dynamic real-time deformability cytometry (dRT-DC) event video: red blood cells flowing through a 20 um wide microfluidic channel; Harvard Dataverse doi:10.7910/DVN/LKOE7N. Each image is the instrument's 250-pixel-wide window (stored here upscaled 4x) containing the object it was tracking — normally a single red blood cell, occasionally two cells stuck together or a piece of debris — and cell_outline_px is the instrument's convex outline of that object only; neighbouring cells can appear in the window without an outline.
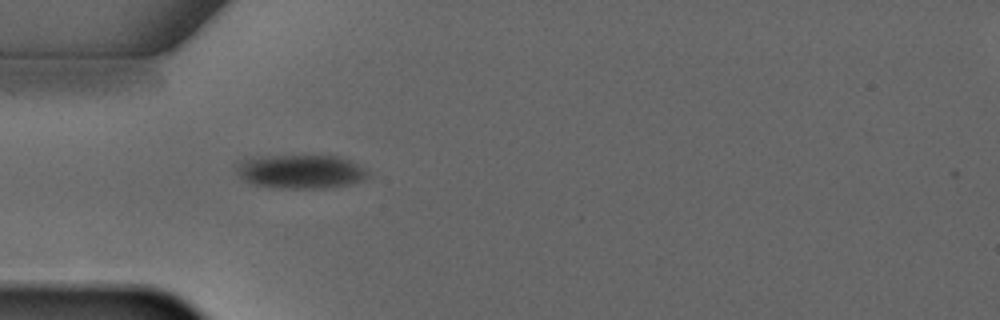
{"species": "common noctule bat (a hibernating species)", "species_latin": "Nyctalus noctula", "temperature_condition": "warm", "stored_images_in_passage": 1, "camera_frame_rate_fps": 3000, "um_per_image_px": 0.085, "animal": {"sex": "male", "forearm_length_mm": 52.5}, "frame": {"image": 1, "passage_image": 1, "time_ms": 0.0, "image_size_px": [1000, 320], "cell_outline_px": [[372, 176], [368, 180], [348, 184], [324, 188], [276, 188], [252, 184], [244, 180], [236, 172], [236, 164], [244, 160], [264, 156], [340, 156], [352, 160], [372, 172]], "centroid_in_image_um": [25.66, 14.59], "position_along_channel_um": 59.3, "area_um2": 26.3}}